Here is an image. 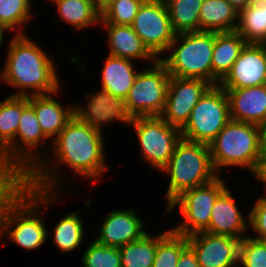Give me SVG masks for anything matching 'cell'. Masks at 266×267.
Wrapping results in <instances>:
<instances>
[{
  "mask_svg": "<svg viewBox=\"0 0 266 267\" xmlns=\"http://www.w3.org/2000/svg\"><path fill=\"white\" fill-rule=\"evenodd\" d=\"M107 57L102 69L101 88L111 95L125 100L138 74L132 64L134 62L109 54Z\"/></svg>",
  "mask_w": 266,
  "mask_h": 267,
  "instance_id": "obj_24",
  "label": "cell"
},
{
  "mask_svg": "<svg viewBox=\"0 0 266 267\" xmlns=\"http://www.w3.org/2000/svg\"><path fill=\"white\" fill-rule=\"evenodd\" d=\"M243 267H266V243L254 240L246 255Z\"/></svg>",
  "mask_w": 266,
  "mask_h": 267,
  "instance_id": "obj_38",
  "label": "cell"
},
{
  "mask_svg": "<svg viewBox=\"0 0 266 267\" xmlns=\"http://www.w3.org/2000/svg\"><path fill=\"white\" fill-rule=\"evenodd\" d=\"M266 0H251V4H265Z\"/></svg>",
  "mask_w": 266,
  "mask_h": 267,
  "instance_id": "obj_45",
  "label": "cell"
},
{
  "mask_svg": "<svg viewBox=\"0 0 266 267\" xmlns=\"http://www.w3.org/2000/svg\"><path fill=\"white\" fill-rule=\"evenodd\" d=\"M223 89L229 99L231 120L259 125L266 119V84Z\"/></svg>",
  "mask_w": 266,
  "mask_h": 267,
  "instance_id": "obj_18",
  "label": "cell"
},
{
  "mask_svg": "<svg viewBox=\"0 0 266 267\" xmlns=\"http://www.w3.org/2000/svg\"><path fill=\"white\" fill-rule=\"evenodd\" d=\"M229 99L220 85H212L192 109L181 137L209 144L230 121Z\"/></svg>",
  "mask_w": 266,
  "mask_h": 267,
  "instance_id": "obj_8",
  "label": "cell"
},
{
  "mask_svg": "<svg viewBox=\"0 0 266 267\" xmlns=\"http://www.w3.org/2000/svg\"><path fill=\"white\" fill-rule=\"evenodd\" d=\"M131 27L157 59L167 52L176 36L164 0H145Z\"/></svg>",
  "mask_w": 266,
  "mask_h": 267,
  "instance_id": "obj_12",
  "label": "cell"
},
{
  "mask_svg": "<svg viewBox=\"0 0 266 267\" xmlns=\"http://www.w3.org/2000/svg\"><path fill=\"white\" fill-rule=\"evenodd\" d=\"M169 174L167 206L182 192L205 185L219 174L215 171L208 144L181 138L167 165L161 170Z\"/></svg>",
  "mask_w": 266,
  "mask_h": 267,
  "instance_id": "obj_4",
  "label": "cell"
},
{
  "mask_svg": "<svg viewBox=\"0 0 266 267\" xmlns=\"http://www.w3.org/2000/svg\"><path fill=\"white\" fill-rule=\"evenodd\" d=\"M246 44L247 42L236 31L215 32L212 53V85H219V82L231 70Z\"/></svg>",
  "mask_w": 266,
  "mask_h": 267,
  "instance_id": "obj_23",
  "label": "cell"
},
{
  "mask_svg": "<svg viewBox=\"0 0 266 267\" xmlns=\"http://www.w3.org/2000/svg\"><path fill=\"white\" fill-rule=\"evenodd\" d=\"M136 211L112 210L106 216L99 230V237L95 241L101 245L120 248L130 242L140 239L146 231L144 223Z\"/></svg>",
  "mask_w": 266,
  "mask_h": 267,
  "instance_id": "obj_17",
  "label": "cell"
},
{
  "mask_svg": "<svg viewBox=\"0 0 266 267\" xmlns=\"http://www.w3.org/2000/svg\"><path fill=\"white\" fill-rule=\"evenodd\" d=\"M208 145L217 174L228 166H243L255 174L261 158L258 125L230 120Z\"/></svg>",
  "mask_w": 266,
  "mask_h": 267,
  "instance_id": "obj_5",
  "label": "cell"
},
{
  "mask_svg": "<svg viewBox=\"0 0 266 267\" xmlns=\"http://www.w3.org/2000/svg\"><path fill=\"white\" fill-rule=\"evenodd\" d=\"M130 125L135 129L144 160L161 171L182 138L181 130L171 126L160 116L134 117Z\"/></svg>",
  "mask_w": 266,
  "mask_h": 267,
  "instance_id": "obj_11",
  "label": "cell"
},
{
  "mask_svg": "<svg viewBox=\"0 0 266 267\" xmlns=\"http://www.w3.org/2000/svg\"><path fill=\"white\" fill-rule=\"evenodd\" d=\"M11 29L5 25L2 21H0V47L2 46L3 39H4V32L10 31Z\"/></svg>",
  "mask_w": 266,
  "mask_h": 267,
  "instance_id": "obj_44",
  "label": "cell"
},
{
  "mask_svg": "<svg viewBox=\"0 0 266 267\" xmlns=\"http://www.w3.org/2000/svg\"><path fill=\"white\" fill-rule=\"evenodd\" d=\"M247 220L248 226L257 234L253 238L258 241L266 240V196L256 200Z\"/></svg>",
  "mask_w": 266,
  "mask_h": 267,
  "instance_id": "obj_36",
  "label": "cell"
},
{
  "mask_svg": "<svg viewBox=\"0 0 266 267\" xmlns=\"http://www.w3.org/2000/svg\"><path fill=\"white\" fill-rule=\"evenodd\" d=\"M211 86L206 80L171 76L165 107L160 117L181 130L194 106Z\"/></svg>",
  "mask_w": 266,
  "mask_h": 267,
  "instance_id": "obj_13",
  "label": "cell"
},
{
  "mask_svg": "<svg viewBox=\"0 0 266 267\" xmlns=\"http://www.w3.org/2000/svg\"><path fill=\"white\" fill-rule=\"evenodd\" d=\"M200 267H232L227 235L197 232L187 236Z\"/></svg>",
  "mask_w": 266,
  "mask_h": 267,
  "instance_id": "obj_22",
  "label": "cell"
},
{
  "mask_svg": "<svg viewBox=\"0 0 266 267\" xmlns=\"http://www.w3.org/2000/svg\"><path fill=\"white\" fill-rule=\"evenodd\" d=\"M254 177H256L260 183L266 185V155H261L259 166Z\"/></svg>",
  "mask_w": 266,
  "mask_h": 267,
  "instance_id": "obj_40",
  "label": "cell"
},
{
  "mask_svg": "<svg viewBox=\"0 0 266 267\" xmlns=\"http://www.w3.org/2000/svg\"><path fill=\"white\" fill-rule=\"evenodd\" d=\"M238 12L247 8L251 0H227Z\"/></svg>",
  "mask_w": 266,
  "mask_h": 267,
  "instance_id": "obj_43",
  "label": "cell"
},
{
  "mask_svg": "<svg viewBox=\"0 0 266 267\" xmlns=\"http://www.w3.org/2000/svg\"><path fill=\"white\" fill-rule=\"evenodd\" d=\"M200 31L232 32L238 23V11L227 0H203L199 13Z\"/></svg>",
  "mask_w": 266,
  "mask_h": 267,
  "instance_id": "obj_25",
  "label": "cell"
},
{
  "mask_svg": "<svg viewBox=\"0 0 266 267\" xmlns=\"http://www.w3.org/2000/svg\"><path fill=\"white\" fill-rule=\"evenodd\" d=\"M53 94L57 95L58 92L51 95L28 96V103L33 107L44 135L51 139H55L74 116L73 106L64 109Z\"/></svg>",
  "mask_w": 266,
  "mask_h": 267,
  "instance_id": "obj_21",
  "label": "cell"
},
{
  "mask_svg": "<svg viewBox=\"0 0 266 267\" xmlns=\"http://www.w3.org/2000/svg\"><path fill=\"white\" fill-rule=\"evenodd\" d=\"M87 98V108L73 106L74 116L88 123L94 130L103 134L102 125L116 120L130 124L132 118L126 110L124 99L111 95L103 88L93 95L87 94Z\"/></svg>",
  "mask_w": 266,
  "mask_h": 267,
  "instance_id": "obj_15",
  "label": "cell"
},
{
  "mask_svg": "<svg viewBox=\"0 0 266 267\" xmlns=\"http://www.w3.org/2000/svg\"><path fill=\"white\" fill-rule=\"evenodd\" d=\"M214 40L215 32L199 31L176 34L167 49L171 53L170 56L159 58V60L166 66L171 76L201 79L212 84Z\"/></svg>",
  "mask_w": 266,
  "mask_h": 267,
  "instance_id": "obj_6",
  "label": "cell"
},
{
  "mask_svg": "<svg viewBox=\"0 0 266 267\" xmlns=\"http://www.w3.org/2000/svg\"><path fill=\"white\" fill-rule=\"evenodd\" d=\"M266 84V44L247 43L231 70L219 82L222 88H245Z\"/></svg>",
  "mask_w": 266,
  "mask_h": 267,
  "instance_id": "obj_14",
  "label": "cell"
},
{
  "mask_svg": "<svg viewBox=\"0 0 266 267\" xmlns=\"http://www.w3.org/2000/svg\"><path fill=\"white\" fill-rule=\"evenodd\" d=\"M58 197V192H44L32 187L26 197L1 221L0 239L6 233L10 242L27 250H37L50 236L42 220L43 215L38 213L42 208L46 210L45 205L58 200Z\"/></svg>",
  "mask_w": 266,
  "mask_h": 267,
  "instance_id": "obj_7",
  "label": "cell"
},
{
  "mask_svg": "<svg viewBox=\"0 0 266 267\" xmlns=\"http://www.w3.org/2000/svg\"><path fill=\"white\" fill-rule=\"evenodd\" d=\"M31 188V172L22 163L0 153V223Z\"/></svg>",
  "mask_w": 266,
  "mask_h": 267,
  "instance_id": "obj_16",
  "label": "cell"
},
{
  "mask_svg": "<svg viewBox=\"0 0 266 267\" xmlns=\"http://www.w3.org/2000/svg\"><path fill=\"white\" fill-rule=\"evenodd\" d=\"M107 30L109 55L153 64L157 58L143 44L131 25L102 24Z\"/></svg>",
  "mask_w": 266,
  "mask_h": 267,
  "instance_id": "obj_20",
  "label": "cell"
},
{
  "mask_svg": "<svg viewBox=\"0 0 266 267\" xmlns=\"http://www.w3.org/2000/svg\"><path fill=\"white\" fill-rule=\"evenodd\" d=\"M54 3L59 18L77 30L100 24L101 14L95 9L93 0H57Z\"/></svg>",
  "mask_w": 266,
  "mask_h": 267,
  "instance_id": "obj_28",
  "label": "cell"
},
{
  "mask_svg": "<svg viewBox=\"0 0 266 267\" xmlns=\"http://www.w3.org/2000/svg\"><path fill=\"white\" fill-rule=\"evenodd\" d=\"M188 247L187 236L172 229L158 235L155 258L152 267H176L181 253Z\"/></svg>",
  "mask_w": 266,
  "mask_h": 267,
  "instance_id": "obj_32",
  "label": "cell"
},
{
  "mask_svg": "<svg viewBox=\"0 0 266 267\" xmlns=\"http://www.w3.org/2000/svg\"><path fill=\"white\" fill-rule=\"evenodd\" d=\"M0 79L19 89L11 96H36L60 92L53 59L26 34H16L9 42ZM27 89V90H26ZM31 89V93H29Z\"/></svg>",
  "mask_w": 266,
  "mask_h": 267,
  "instance_id": "obj_1",
  "label": "cell"
},
{
  "mask_svg": "<svg viewBox=\"0 0 266 267\" xmlns=\"http://www.w3.org/2000/svg\"><path fill=\"white\" fill-rule=\"evenodd\" d=\"M28 97L9 96L0 101V153L14 141L22 110L28 105Z\"/></svg>",
  "mask_w": 266,
  "mask_h": 267,
  "instance_id": "obj_26",
  "label": "cell"
},
{
  "mask_svg": "<svg viewBox=\"0 0 266 267\" xmlns=\"http://www.w3.org/2000/svg\"><path fill=\"white\" fill-rule=\"evenodd\" d=\"M157 244L158 236L147 232L140 239L121 246V267H152Z\"/></svg>",
  "mask_w": 266,
  "mask_h": 267,
  "instance_id": "obj_30",
  "label": "cell"
},
{
  "mask_svg": "<svg viewBox=\"0 0 266 267\" xmlns=\"http://www.w3.org/2000/svg\"><path fill=\"white\" fill-rule=\"evenodd\" d=\"M176 34L199 32V13L203 0H164Z\"/></svg>",
  "mask_w": 266,
  "mask_h": 267,
  "instance_id": "obj_27",
  "label": "cell"
},
{
  "mask_svg": "<svg viewBox=\"0 0 266 267\" xmlns=\"http://www.w3.org/2000/svg\"><path fill=\"white\" fill-rule=\"evenodd\" d=\"M116 0H93L95 9L102 14Z\"/></svg>",
  "mask_w": 266,
  "mask_h": 267,
  "instance_id": "obj_42",
  "label": "cell"
},
{
  "mask_svg": "<svg viewBox=\"0 0 266 267\" xmlns=\"http://www.w3.org/2000/svg\"><path fill=\"white\" fill-rule=\"evenodd\" d=\"M31 3V0H0V21L11 31L18 29L16 34H25L21 28L33 17Z\"/></svg>",
  "mask_w": 266,
  "mask_h": 267,
  "instance_id": "obj_33",
  "label": "cell"
},
{
  "mask_svg": "<svg viewBox=\"0 0 266 267\" xmlns=\"http://www.w3.org/2000/svg\"><path fill=\"white\" fill-rule=\"evenodd\" d=\"M235 31L247 43L266 44V3L250 4L239 11Z\"/></svg>",
  "mask_w": 266,
  "mask_h": 267,
  "instance_id": "obj_29",
  "label": "cell"
},
{
  "mask_svg": "<svg viewBox=\"0 0 266 267\" xmlns=\"http://www.w3.org/2000/svg\"><path fill=\"white\" fill-rule=\"evenodd\" d=\"M226 188L224 180L218 176L205 185L182 192L167 206V212L179 206L184 220L172 230L185 236L205 231L209 227L212 207Z\"/></svg>",
  "mask_w": 266,
  "mask_h": 267,
  "instance_id": "obj_10",
  "label": "cell"
},
{
  "mask_svg": "<svg viewBox=\"0 0 266 267\" xmlns=\"http://www.w3.org/2000/svg\"><path fill=\"white\" fill-rule=\"evenodd\" d=\"M78 212L62 217L54 228L53 241L60 251L70 252L79 248L84 236V225Z\"/></svg>",
  "mask_w": 266,
  "mask_h": 267,
  "instance_id": "obj_31",
  "label": "cell"
},
{
  "mask_svg": "<svg viewBox=\"0 0 266 267\" xmlns=\"http://www.w3.org/2000/svg\"><path fill=\"white\" fill-rule=\"evenodd\" d=\"M139 72L126 97L125 107L131 118L160 116L165 107L171 75L157 59Z\"/></svg>",
  "mask_w": 266,
  "mask_h": 267,
  "instance_id": "obj_9",
  "label": "cell"
},
{
  "mask_svg": "<svg viewBox=\"0 0 266 267\" xmlns=\"http://www.w3.org/2000/svg\"><path fill=\"white\" fill-rule=\"evenodd\" d=\"M244 233L239 235L228 236V248L230 252V264L232 267L235 264L244 265L245 258L249 252L251 243L255 240L253 237L248 235L243 236Z\"/></svg>",
  "mask_w": 266,
  "mask_h": 267,
  "instance_id": "obj_37",
  "label": "cell"
},
{
  "mask_svg": "<svg viewBox=\"0 0 266 267\" xmlns=\"http://www.w3.org/2000/svg\"><path fill=\"white\" fill-rule=\"evenodd\" d=\"M83 267H121L119 248L108 247L94 241L82 256Z\"/></svg>",
  "mask_w": 266,
  "mask_h": 267,
  "instance_id": "obj_35",
  "label": "cell"
},
{
  "mask_svg": "<svg viewBox=\"0 0 266 267\" xmlns=\"http://www.w3.org/2000/svg\"><path fill=\"white\" fill-rule=\"evenodd\" d=\"M247 222L238 209L232 193L226 188L212 207L209 227L205 232L215 235H239L248 231Z\"/></svg>",
  "mask_w": 266,
  "mask_h": 267,
  "instance_id": "obj_19",
  "label": "cell"
},
{
  "mask_svg": "<svg viewBox=\"0 0 266 267\" xmlns=\"http://www.w3.org/2000/svg\"><path fill=\"white\" fill-rule=\"evenodd\" d=\"M145 0H116L102 14L101 24L131 25Z\"/></svg>",
  "mask_w": 266,
  "mask_h": 267,
  "instance_id": "obj_34",
  "label": "cell"
},
{
  "mask_svg": "<svg viewBox=\"0 0 266 267\" xmlns=\"http://www.w3.org/2000/svg\"><path fill=\"white\" fill-rule=\"evenodd\" d=\"M45 139L48 138L39 125L36 113L33 107L28 104L22 110L15 141L2 154L22 163L31 172L33 188L55 193L59 189L62 192V184H60L62 180L59 179L61 177H58L59 172H57L59 171L58 165L51 166L47 158L43 159L42 152L36 149L46 141Z\"/></svg>",
  "mask_w": 266,
  "mask_h": 267,
  "instance_id": "obj_3",
  "label": "cell"
},
{
  "mask_svg": "<svg viewBox=\"0 0 266 267\" xmlns=\"http://www.w3.org/2000/svg\"><path fill=\"white\" fill-rule=\"evenodd\" d=\"M261 155H266V119L258 125Z\"/></svg>",
  "mask_w": 266,
  "mask_h": 267,
  "instance_id": "obj_41",
  "label": "cell"
},
{
  "mask_svg": "<svg viewBox=\"0 0 266 267\" xmlns=\"http://www.w3.org/2000/svg\"><path fill=\"white\" fill-rule=\"evenodd\" d=\"M176 267H200L194 251L189 246L181 253Z\"/></svg>",
  "mask_w": 266,
  "mask_h": 267,
  "instance_id": "obj_39",
  "label": "cell"
},
{
  "mask_svg": "<svg viewBox=\"0 0 266 267\" xmlns=\"http://www.w3.org/2000/svg\"><path fill=\"white\" fill-rule=\"evenodd\" d=\"M103 139V134L73 116L52 139L53 159H58L57 162L67 165L79 176L93 178L96 183L107 169Z\"/></svg>",
  "mask_w": 266,
  "mask_h": 267,
  "instance_id": "obj_2",
  "label": "cell"
}]
</instances>
